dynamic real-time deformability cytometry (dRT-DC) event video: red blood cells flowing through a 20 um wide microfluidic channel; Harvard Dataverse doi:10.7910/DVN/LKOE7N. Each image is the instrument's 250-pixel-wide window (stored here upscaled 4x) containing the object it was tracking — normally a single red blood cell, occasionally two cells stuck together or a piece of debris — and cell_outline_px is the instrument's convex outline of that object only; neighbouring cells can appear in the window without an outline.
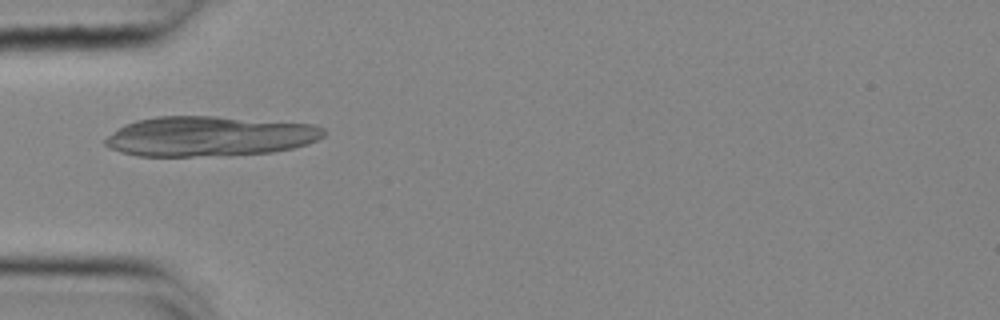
{"species": "common noctule bat (a hibernating species)", "species_latin": "Nyctalus noctula", "temperature_condition": "cold", "stored_images_in_passage": 54, "camera_frame_rate_fps": 3000, "um_per_image_px": 0.085, "animal": {"sex": "female", "body_mass_g": 25.1}, "frame": {"image": 1, "passage_image": 17, "time_ms": 5.333, "image_size_px": [1000, 320], "cell_outline_px": [[328, 132], [324, 136], [308, 144], [292, 148], [272, 152], [192, 156], [136, 156], [120, 152], [108, 148], [104, 144], [104, 140], [112, 132], [124, 124], [136, 120], [156, 116], [216, 116], [316, 124], [324, 128]], "centroid_in_image_um": [17.79, 11.57], "position_along_channel_um": 67.2, "area_um2": 51.15}}
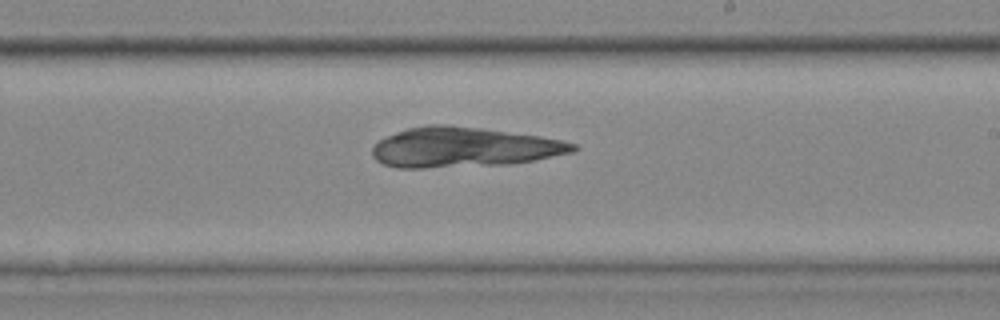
{"frame": {"image": 2, "passage_image": 32, "time_ms": 10.333, "image_size_px": [1000, 320], "cell_outline_px": [[580, 148], [576, 152], [536, 160], [512, 164], [424, 168], [396, 168], [384, 164], [376, 160], [372, 156], [372, 148], [380, 140], [396, 132], [408, 128], [428, 124], [448, 124], [480, 128], [540, 136], [560, 140], [576, 144]], "centroid_in_image_um": [39.44, 12.53], "position_along_channel_um": 249.6, "area_um2": 46.99}}
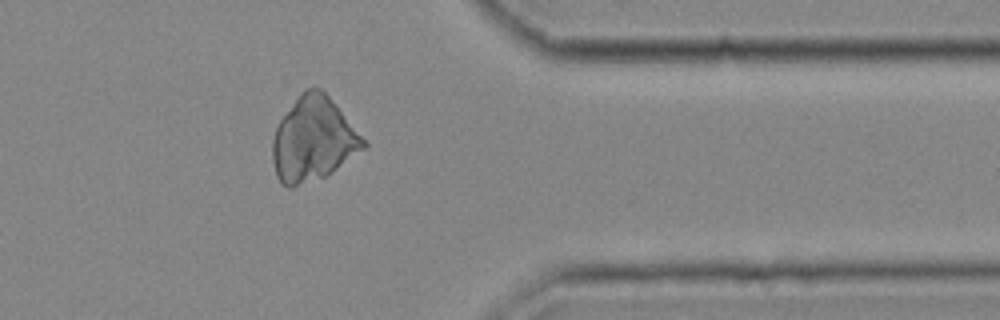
{"frame": {"image": 3, "passage_image": 44, "time_ms": 14.333, "image_size_px": [1000, 320], "cell_outline_px": [[368, 144], [364, 148], [332, 172], [324, 176], [292, 188], [288, 188], [276, 176], [272, 160], [272, 140], [276, 128], [280, 120], [304, 88], [320, 88], [328, 96]], "centroid_in_image_um": [26.59, 11.86], "position_along_channel_um": 384.8, "area_um2": 43.75}}